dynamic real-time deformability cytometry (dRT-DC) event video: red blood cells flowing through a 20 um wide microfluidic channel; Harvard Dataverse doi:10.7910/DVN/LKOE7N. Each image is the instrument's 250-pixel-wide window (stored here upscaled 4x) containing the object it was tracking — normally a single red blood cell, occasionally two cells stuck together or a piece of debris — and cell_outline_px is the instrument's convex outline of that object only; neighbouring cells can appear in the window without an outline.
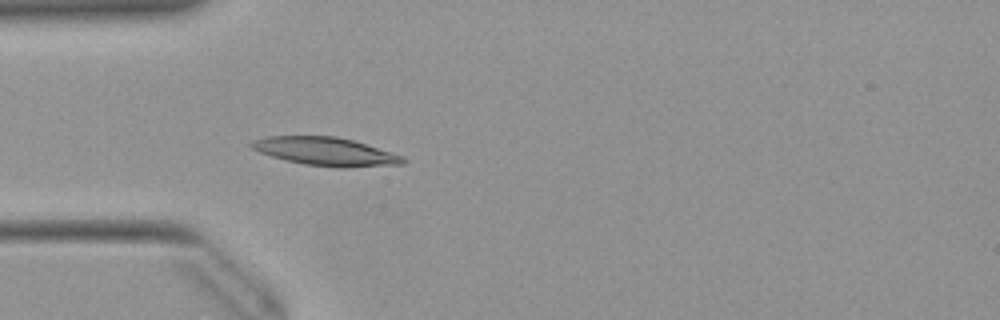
{"species": "Egyptian fruit bat (a non-hibernating species)", "species_latin": "Rousettus aegyptiacus", "temperature_condition": "warm", "stored_images_in_passage": 51, "camera_frame_rate_fps": 3000, "um_per_image_px": 0.085, "animal": {"sex": "female"}, "frame": {"image": 1, "passage_image": 15, "time_ms": 4.667, "image_size_px": [1000, 320], "cell_outline_px": [[408, 160], [404, 164], [344, 168], [336, 168], [304, 164], [272, 156], [260, 152], [252, 148], [248, 144], [252, 140], [268, 136], [336, 136], [352, 140], [404, 156]], "centroid_in_image_um": [27.7, 12.88], "position_along_channel_um": 57.3, "area_um2": 24.97}}
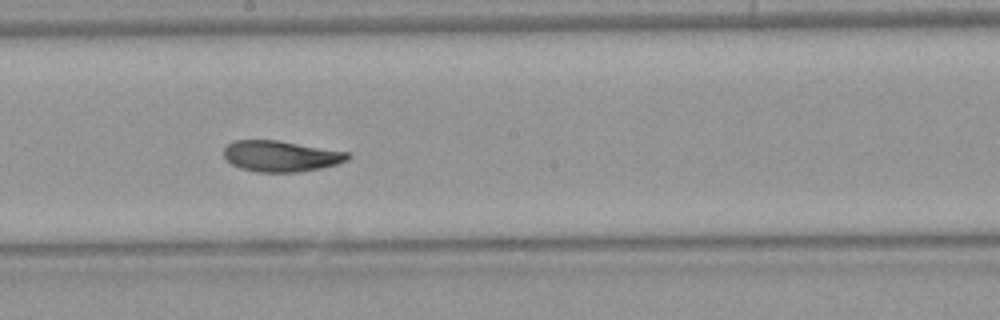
{"frame": {"image": 2, "passage_image": 28, "time_ms": 9.0, "image_size_px": [1000, 320], "cell_outline_px": [[352, 156], [348, 160], [336, 164], [320, 168], [296, 172], [256, 172], [240, 168], [232, 164], [224, 156], [224, 148], [228, 144], [236, 140], [276, 140], [348, 152]], "centroid_in_image_um": [23.87, 13.27], "position_along_channel_um": 224.3, "area_um2": 22.2}}
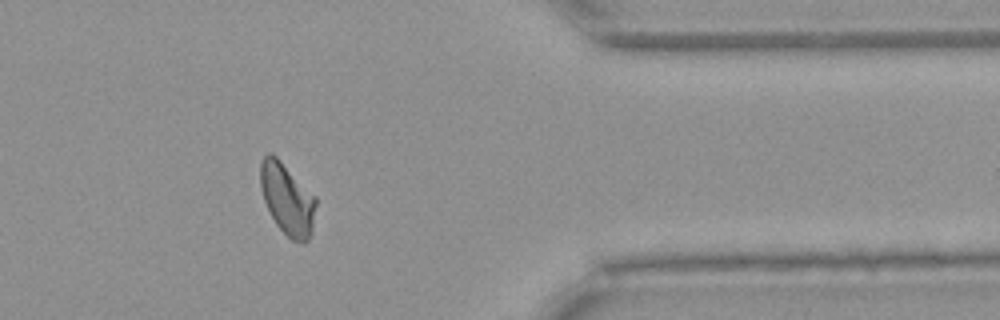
{"frame": {"image": 3, "passage_image": 42, "time_ms": 13.667, "image_size_px": [1000, 320], "cell_outline_px": [[316, 204], [312, 232], [308, 240], [304, 244], [300, 244], [292, 240], [276, 224], [264, 200], [260, 188], [260, 160], [268, 152], [272, 152], [316, 196]], "centroid_in_image_um": [24.42, 16.91], "position_along_channel_um": 387.0, "area_um2": 23.24}, "authors_computed_cell_mechanics": {"area_um2": 22.8888, "velocity_mm_per_s": 3.936, "shape_relaxation_time_tau1_ms": 5.4206, "shape_relaxation_time_tau2_ms": 1.8649, "deformation_change_tau1": 0.1722, "deformation_change_tau2": 0.0651}}